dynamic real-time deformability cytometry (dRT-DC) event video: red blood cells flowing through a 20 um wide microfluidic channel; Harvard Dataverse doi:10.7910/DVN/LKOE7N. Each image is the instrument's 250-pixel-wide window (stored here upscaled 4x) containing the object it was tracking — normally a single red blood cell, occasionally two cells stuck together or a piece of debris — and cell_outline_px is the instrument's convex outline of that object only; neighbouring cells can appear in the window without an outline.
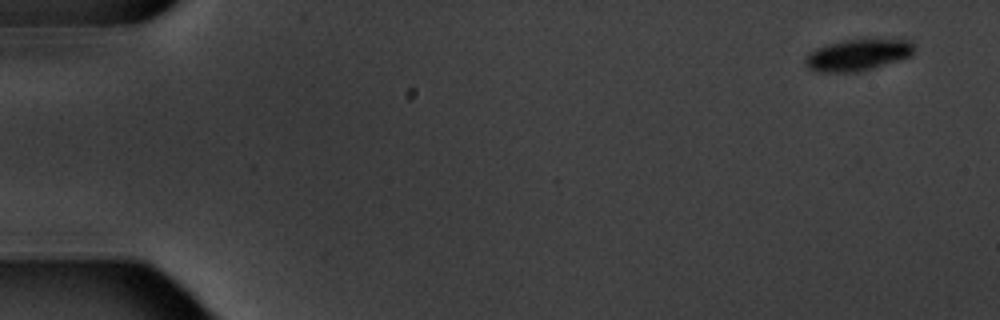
{"species": "common noctule bat (a hibernating species)", "species_latin": "Nyctalus noctula", "temperature_condition": "warm", "stored_images_in_passage": 11, "camera_frame_rate_fps": 3000, "um_per_image_px": 0.085, "animal": {"sex": "male", "body_mass_g": 20.1, "forearm_length_mm": 53.5}, "frame": {"image": 1, "passage_image": 2, "time_ms": 1.0, "image_size_px": [1000, 320], "cell_outline_px": [[916, 48], [912, 56], [860, 72], [816, 72], [808, 68], [804, 64], [804, 60], [816, 48], [828, 44], [844, 40], [912, 40]], "centroid_in_image_um": [72.94, 4.69], "position_along_channel_um": 12.1, "area_um2": 19.94}}
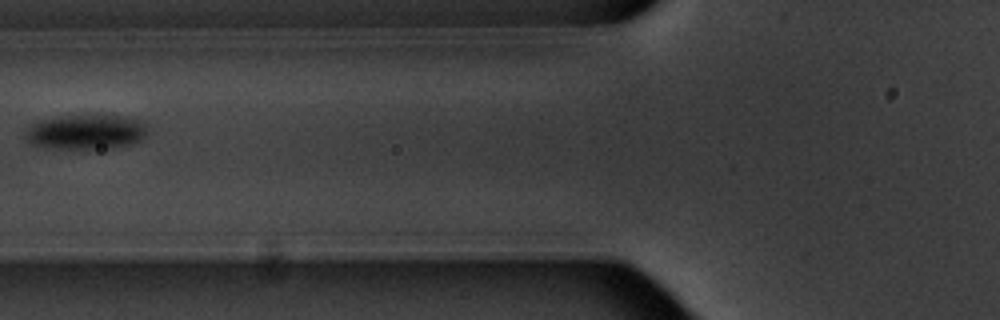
{"frame": {"image": 2, "passage_image": 7, "time_ms": 8.0, "image_size_px": [1000, 320], "cell_outline_px": [[148, 132], [140, 140], [128, 144], [112, 148], [64, 148], [32, 144], [28, 140], [28, 128], [32, 124], [40, 120], [56, 116], [128, 116], [144, 120]], "centroid_in_image_um": [7.4, 11.19], "position_along_channel_um": 118.4, "area_um2": 24.28}}
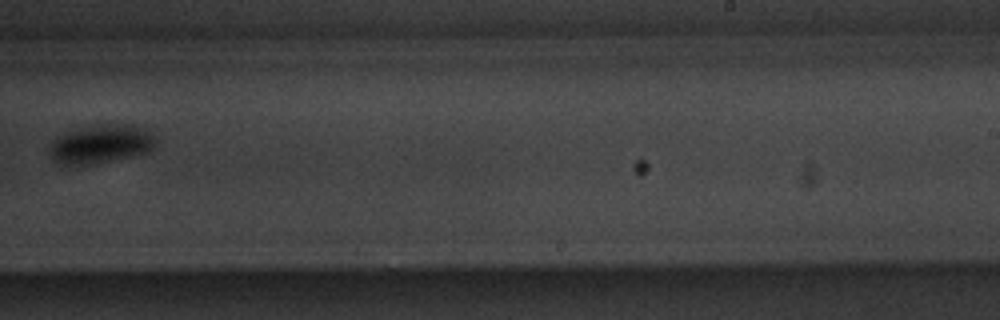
{"frame": {"image": 3, "passage_image": 11, "time_ms": 12.667, "image_size_px": [1000, 320], "cell_outline_px": [[156, 144], [152, 148], [144, 152], [128, 156], [84, 164], [64, 164], [56, 160], [52, 156], [52, 140], [64, 132], [92, 124], [132, 124], [148, 128], [152, 132], [156, 140]], "centroid_in_image_um": [8.63, 12.17], "position_along_channel_um": 280.4, "area_um2": 23.41}}